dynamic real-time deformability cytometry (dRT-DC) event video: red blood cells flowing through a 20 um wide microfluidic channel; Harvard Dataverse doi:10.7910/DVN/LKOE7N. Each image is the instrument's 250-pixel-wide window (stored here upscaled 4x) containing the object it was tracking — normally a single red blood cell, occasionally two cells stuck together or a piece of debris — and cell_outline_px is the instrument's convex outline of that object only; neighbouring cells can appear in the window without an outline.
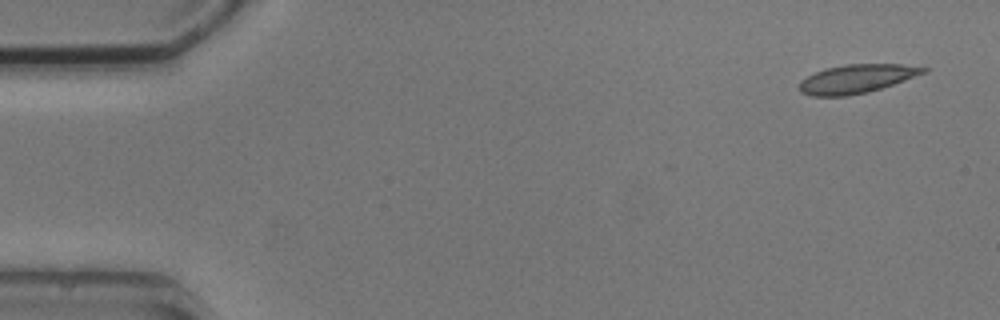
{"species": "common noctule bat (a hibernating species)", "species_latin": "Nyctalus noctula", "temperature_condition": "cold", "stored_images_in_passage": 5, "camera_frame_rate_fps": 3000, "um_per_image_px": 0.085, "animal": {"sex": "male", "body_mass_g": 20.5, "forearm_length_mm": 52.5}, "frame": {"image": 1, "passage_image": 1, "time_ms": 0.0, "image_size_px": [1000, 320], "cell_outline_px": [[928, 72], [868, 92], [848, 96], [812, 96], [800, 92], [800, 80], [824, 68], [848, 64], [900, 64], [928, 68]], "centroid_in_image_um": [72.8, 6.7], "position_along_channel_um": 12.2, "area_um2": 20.58}}